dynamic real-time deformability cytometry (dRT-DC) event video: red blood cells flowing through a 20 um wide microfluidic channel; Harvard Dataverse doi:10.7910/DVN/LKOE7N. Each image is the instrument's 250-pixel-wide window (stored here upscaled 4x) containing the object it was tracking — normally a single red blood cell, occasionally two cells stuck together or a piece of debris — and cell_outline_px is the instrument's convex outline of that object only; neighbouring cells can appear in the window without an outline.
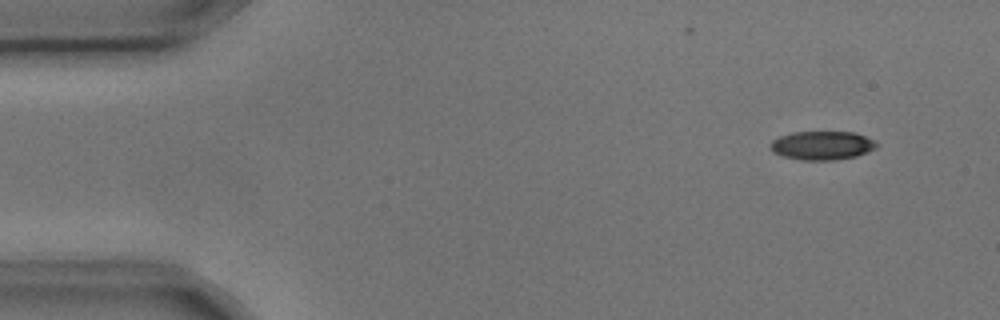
{"species": "common noctule bat (a hibernating species)", "species_latin": "Nyctalus noctula", "temperature_condition": "cold", "stored_images_in_passage": 4, "camera_frame_rate_fps": 3000, "um_per_image_px": 0.085, "animal": {"sex": "male", "body_mass_g": 17.9, "forearm_length_mm": 54.2}, "frame": {"image": 1, "passage_image": 1, "time_ms": 0.0, "image_size_px": [1000, 320], "cell_outline_px": [[880, 144], [876, 148], [856, 156], [836, 160], [800, 160], [784, 156], [772, 152], [768, 144], [772, 140], [780, 136], [792, 132], [856, 132], [876, 140]], "centroid_in_image_um": [69.89, 12.36], "position_along_channel_um": 15.1, "area_um2": 18.03}}
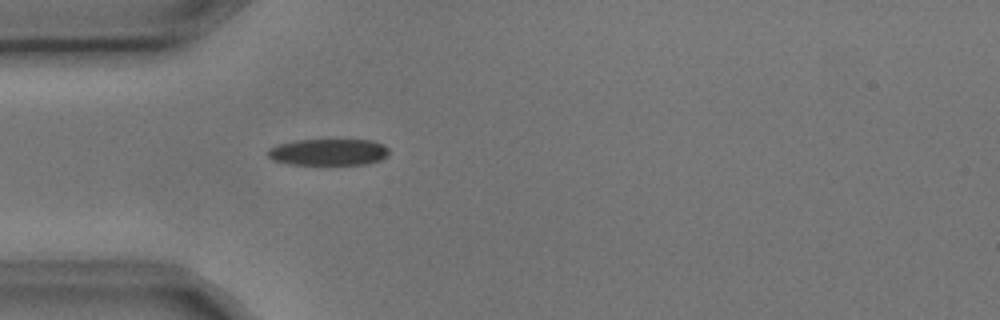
{"frame": {"image": 2, "passage_image": 4, "time_ms": 1.0, "image_size_px": [1000, 320], "cell_outline_px": [[388, 156], [380, 160], [364, 164], [288, 164], [272, 160], [268, 156], [268, 148], [276, 144], [296, 140], [372, 140], [384, 144], [388, 148]], "centroid_in_image_um": [27.9, 12.92], "position_along_channel_um": 57.1, "area_um2": 18.84}}